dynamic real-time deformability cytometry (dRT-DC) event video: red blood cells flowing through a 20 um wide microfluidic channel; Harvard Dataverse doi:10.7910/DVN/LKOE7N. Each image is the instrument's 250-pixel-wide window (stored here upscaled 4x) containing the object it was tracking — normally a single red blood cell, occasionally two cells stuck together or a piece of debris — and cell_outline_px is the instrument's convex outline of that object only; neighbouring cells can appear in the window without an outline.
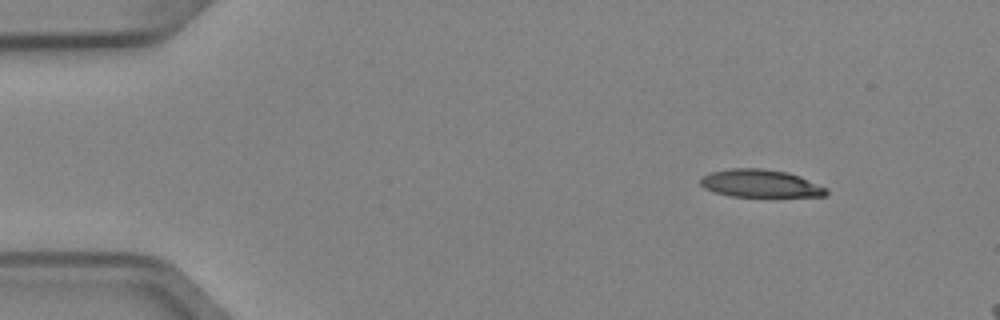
{"species": "Egyptian fruit bat (a non-hibernating species)", "species_latin": "Rousettus aegyptiacus", "temperature_condition": "cold", "stored_images_in_passage": 5, "camera_frame_rate_fps": 3000, "um_per_image_px": 0.085, "animal": {"sex": "female"}, "frame": {"image": 1, "passage_image": 1, "time_ms": 0.0, "image_size_px": [1000, 320], "cell_outline_px": [[828, 192], [824, 196], [732, 196], [716, 192], [704, 188], [700, 184], [700, 176], [712, 172], [732, 168], [764, 168], [788, 172], [800, 176], [828, 188]], "centroid_in_image_um": [64.64, 15.58], "position_along_channel_um": 20.4, "area_um2": 20.29}}
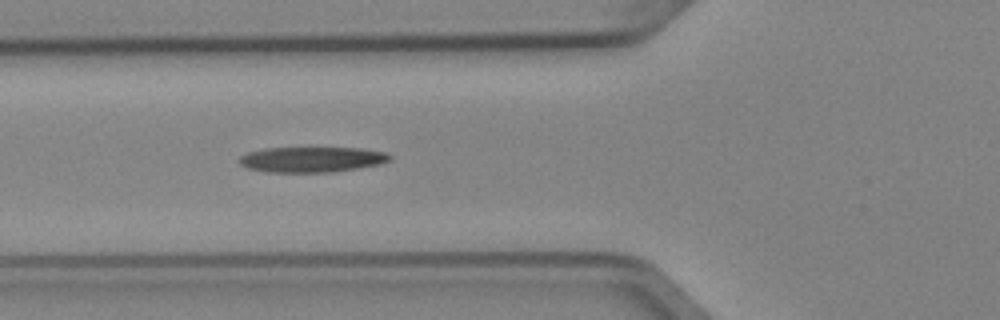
{"frame": {"image": 2, "passage_image": 5, "time_ms": 1.333, "image_size_px": [1000, 320], "cell_outline_px": [[392, 160], [380, 164], [332, 172], [268, 172], [248, 168], [240, 164], [236, 160], [240, 156], [248, 152], [264, 148], [360, 148], [384, 152], [392, 156]], "centroid_in_image_um": [26.48, 13.55], "position_along_channel_um": 99.3, "area_um2": 22.31}}